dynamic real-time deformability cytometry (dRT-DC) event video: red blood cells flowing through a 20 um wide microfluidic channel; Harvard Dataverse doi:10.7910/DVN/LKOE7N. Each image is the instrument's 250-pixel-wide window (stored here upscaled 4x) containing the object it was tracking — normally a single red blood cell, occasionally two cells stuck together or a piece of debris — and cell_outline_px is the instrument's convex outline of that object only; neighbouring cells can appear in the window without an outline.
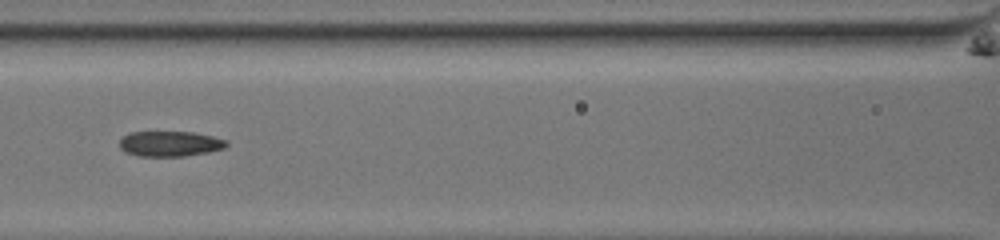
{"species": "common noctule bat (a hibernating species)", "species_latin": "Nyctalus noctula", "temperature_condition": "room temperature", "stored_images_in_passage": 37, "camera_frame_rate_fps": 3000, "um_per_image_px": 0.085, "animal": {"sex": "male", "body_mass_g": 13.0, "forearm_length_mm": 53.1}, "frame": {"image": 1, "passage_image": 11, "time_ms": 3.333, "image_size_px": [1000, 240], "cell_outline_px": [[228, 144], [224, 148], [208, 152], [184, 156], [140, 156], [124, 152], [120, 148], [120, 140], [128, 132], [192, 132], [212, 136], [228, 140]], "centroid_in_image_um": [14.44, 12.22], "position_along_channel_um": 152.2, "area_um2": 15.78}, "authors_computed_cell_mechanics": {"area_um2": 16.0684, "velocity_mm_per_s": 4.0249, "shape_relaxation_time_tau1_ms": 9.9334, "shape_relaxation_time_tau2_ms": 3.8291, "deformation_change_tau1": 0.181, "deformation_change_tau2": 0.1418}}